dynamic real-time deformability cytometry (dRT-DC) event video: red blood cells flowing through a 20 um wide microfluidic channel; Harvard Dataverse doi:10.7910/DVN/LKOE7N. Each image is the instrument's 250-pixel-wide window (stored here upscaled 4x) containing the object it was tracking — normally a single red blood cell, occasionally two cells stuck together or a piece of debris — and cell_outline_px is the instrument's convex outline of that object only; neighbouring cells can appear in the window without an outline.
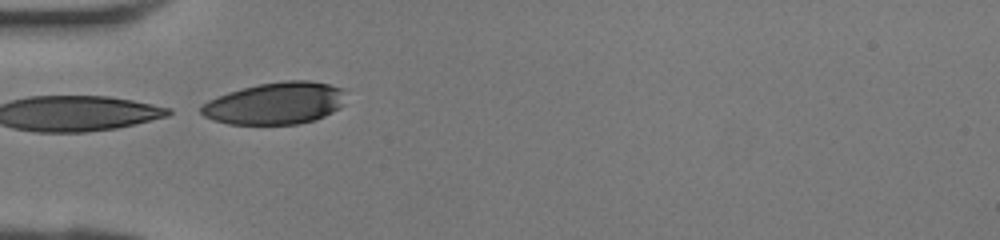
{"species": "human", "species_latin": "Homo sapiens", "temperature_condition": "room temperature", "stored_images_in_passage": 14, "segment_of_instrument_passage": [2, 2], "camera_frame_rate_fps": 3000, "um_per_image_px": 0.085, "donor": {"sex": "female"}, "frame": {"image": 1, "passage_image": 12, "time_ms": 3.667, "image_size_px": [1000, 240], "cell_outline_px": [[344, 104], [340, 108], [316, 120], [296, 124], [228, 124], [212, 120], [204, 116], [200, 112], [200, 108], [208, 100], [228, 92], [260, 84], [284, 80], [308, 80], [328, 84], [344, 88]], "centroid_in_image_um": [23.42, 8.78], "position_along_channel_um": 61.6, "area_um2": 35.49}}